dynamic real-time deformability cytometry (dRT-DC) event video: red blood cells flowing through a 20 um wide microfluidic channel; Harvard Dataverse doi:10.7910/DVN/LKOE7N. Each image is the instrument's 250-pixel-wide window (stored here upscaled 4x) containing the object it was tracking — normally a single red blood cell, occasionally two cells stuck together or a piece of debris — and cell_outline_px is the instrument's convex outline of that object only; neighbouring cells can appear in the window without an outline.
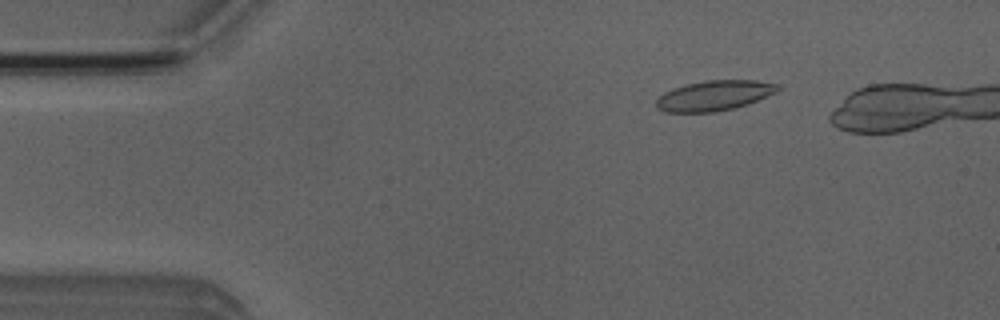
{"species": "Egyptian fruit bat (a non-hibernating species)", "species_latin": "Rousettus aegyptiacus", "temperature_condition": "room temperature", "stored_images_in_passage": 6, "camera_frame_rate_fps": 3000, "um_per_image_px": 0.085, "animal": {"sex": "male"}, "frame": {"image": 1, "passage_image": 3, "time_ms": 2.333, "image_size_px": [1000, 320], "cell_outline_px": [[780, 88], [776, 92], [748, 104], [732, 108], [712, 112], [664, 112], [656, 108], [656, 100], [664, 92], [672, 88], [684, 84], [704, 80], [756, 80], [780, 84]], "centroid_in_image_um": [60.69, 8.11], "position_along_channel_um": 24.3, "area_um2": 21.44}}